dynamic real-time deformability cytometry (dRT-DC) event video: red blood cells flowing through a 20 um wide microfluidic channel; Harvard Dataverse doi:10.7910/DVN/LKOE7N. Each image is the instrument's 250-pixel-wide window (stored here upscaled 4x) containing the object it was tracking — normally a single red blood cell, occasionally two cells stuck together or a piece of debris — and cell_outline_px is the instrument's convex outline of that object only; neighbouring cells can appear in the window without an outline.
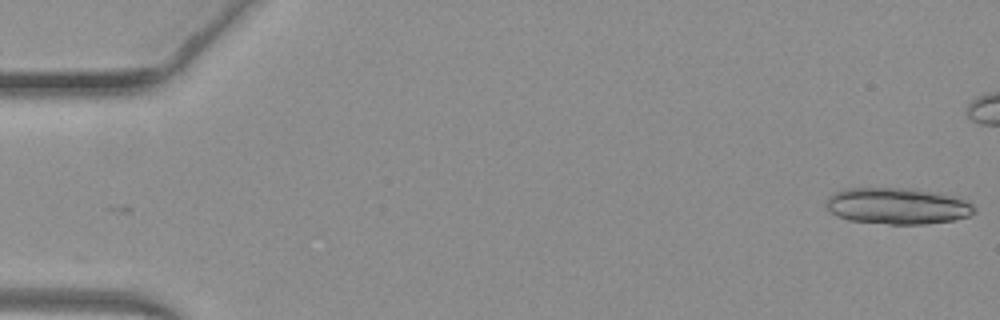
{"species": "common noctule bat (a hibernating species)", "species_latin": "Nyctalus noctula", "temperature_condition": "warm", "stored_images_in_passage": 26, "camera_frame_rate_fps": 3000, "um_per_image_px": 0.085, "animal": {"sex": "female", "body_mass_g": 19.3, "forearm_length_mm": 54.1}, "frame": {"image": 1, "passage_image": 1, "time_ms": 0.0, "image_size_px": [1000, 320], "cell_outline_px": [[976, 212], [968, 216], [956, 220], [924, 224], [888, 224], [848, 220], [836, 216], [828, 212], [824, 208], [824, 200], [832, 192], [844, 188], [912, 188], [936, 192], [956, 196], [972, 204], [976, 208]], "centroid_in_image_um": [76.22, 17.5], "position_along_channel_um": 8.8, "area_um2": 32.14}}